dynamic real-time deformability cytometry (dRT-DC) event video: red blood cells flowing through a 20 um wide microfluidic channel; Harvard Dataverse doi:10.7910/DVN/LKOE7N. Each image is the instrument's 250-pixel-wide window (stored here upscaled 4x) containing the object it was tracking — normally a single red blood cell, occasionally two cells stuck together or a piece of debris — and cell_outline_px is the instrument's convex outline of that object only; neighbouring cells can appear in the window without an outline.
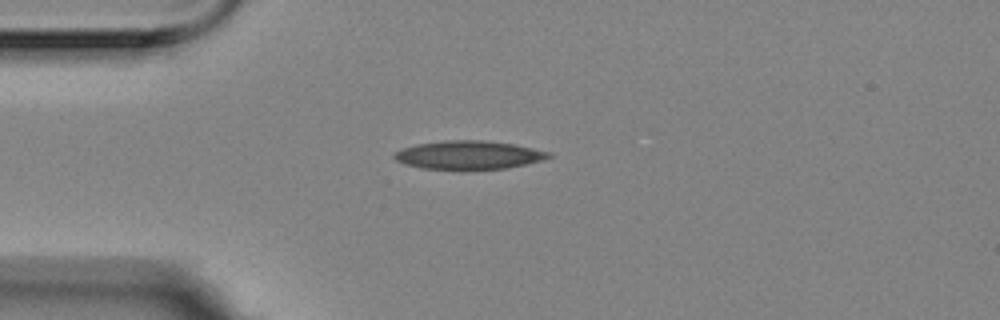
{"species": "Egyptian fruit bat (a non-hibernating species)", "species_latin": "Rousettus aegyptiacus", "temperature_condition": "room temperature", "stored_images_in_passage": 3, "camera_frame_rate_fps": 3000, "um_per_image_px": 0.085, "animal": {"sex": "female"}, "frame": {"image": 1, "passage_image": 1, "time_ms": 0.0, "image_size_px": [1000, 320], "cell_outline_px": [[552, 156], [544, 160], [508, 168], [460, 172], [424, 168], [404, 164], [396, 160], [392, 156], [400, 148], [416, 144], [444, 140], [480, 140], [512, 144], [552, 152]], "centroid_in_image_um": [39.82, 13.21], "position_along_channel_um": 45.2, "area_um2": 26.47}}
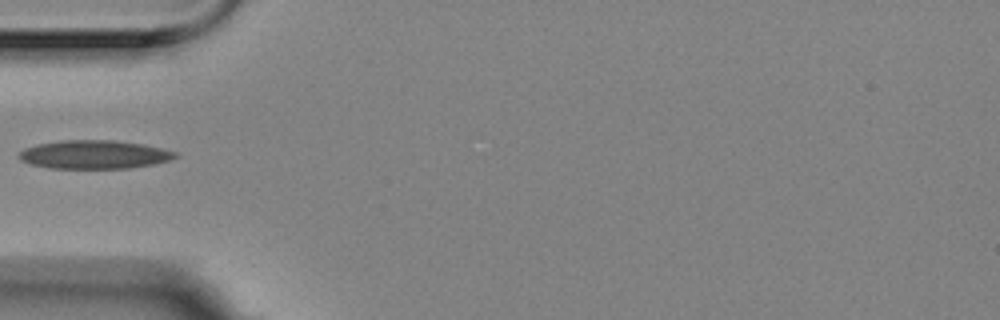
{"frame": {"image": 2, "passage_image": 2, "time_ms": 0.333, "image_size_px": [1000, 320], "cell_outline_px": [[180, 156], [168, 160], [152, 164], [128, 168], [52, 168], [32, 164], [20, 160], [16, 156], [24, 148], [36, 144], [60, 140], [112, 140], [140, 144], [160, 148], [176, 152]], "centroid_in_image_um": [7.96, 13.13], "position_along_channel_um": 77.0, "area_um2": 25.78}}
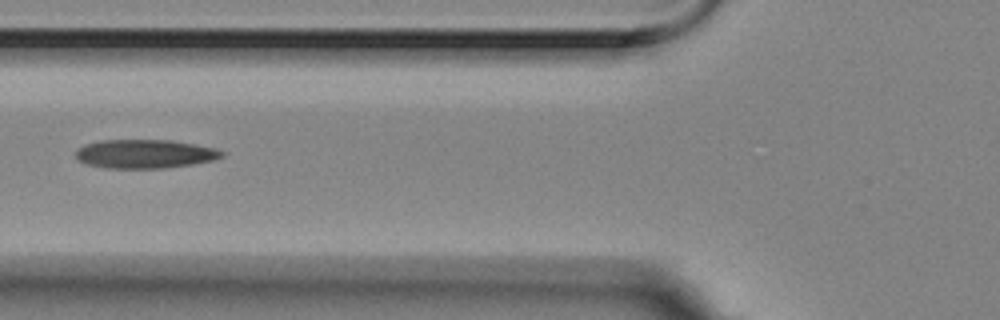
{"frame": {"image": 3, "passage_image": 3, "time_ms": 0.667, "image_size_px": [1000, 320], "cell_outline_px": [[224, 156], [212, 160], [192, 164], [164, 168], [108, 168], [88, 164], [80, 160], [76, 156], [76, 148], [84, 144], [100, 140], [172, 140], [196, 144], [216, 148], [224, 152]], "centroid_in_image_um": [12.32, 13.07], "position_along_channel_um": 113.5, "area_um2": 24.51}}